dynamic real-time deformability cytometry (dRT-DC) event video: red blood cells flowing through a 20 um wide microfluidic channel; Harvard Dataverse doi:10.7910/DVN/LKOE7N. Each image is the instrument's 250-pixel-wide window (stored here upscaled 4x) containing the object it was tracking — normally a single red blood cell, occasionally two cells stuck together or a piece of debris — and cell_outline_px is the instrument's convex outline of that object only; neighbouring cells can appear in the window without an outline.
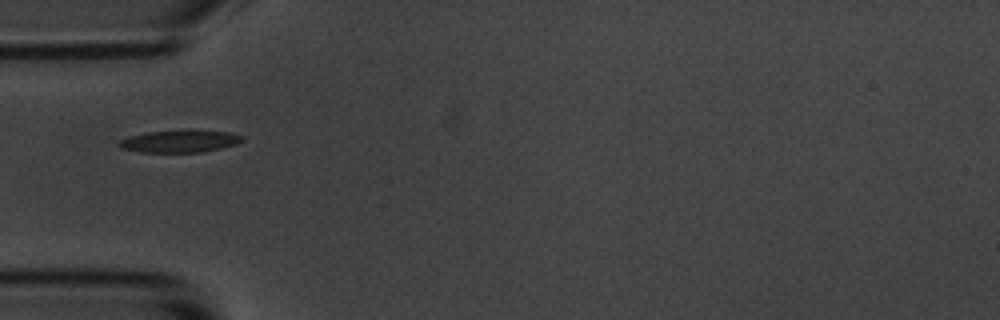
{"species": "common noctule bat (a hibernating species)", "species_latin": "Nyctalus noctula", "temperature_condition": "room temperature", "stored_images_in_passage": 3, "camera_frame_rate_fps": 3000, "um_per_image_px": 0.085, "animal": {"sex": "male", "body_mass_g": 20.1, "forearm_length_mm": 53.5}, "frame": {"image": 1, "passage_image": 1, "time_ms": 0.0, "image_size_px": [1000, 320], "cell_outline_px": [[244, 140], [236, 144], [204, 152], [140, 152], [120, 148], [116, 144], [120, 140], [132, 136], [148, 132], [228, 132], [244, 136]], "centroid_in_image_um": [15.26, 12.05], "position_along_channel_um": 69.7, "area_um2": 15.26}}
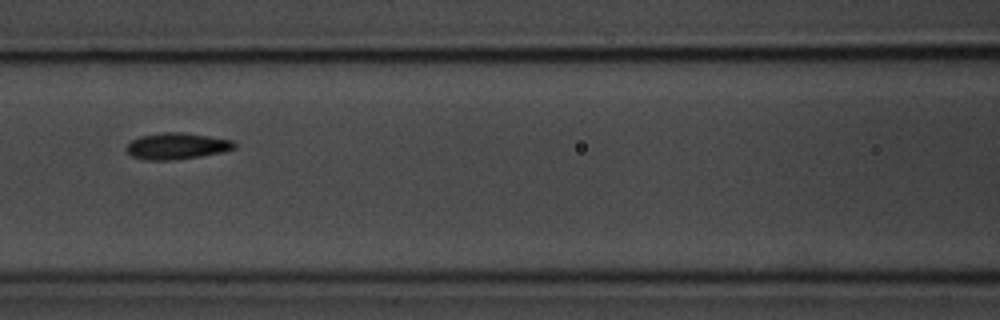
{"frame": {"image": 2, "passage_image": 3, "time_ms": 2.333, "image_size_px": [1000, 320], "cell_outline_px": [[236, 148], [220, 152], [200, 156], [176, 160], [144, 160], [132, 156], [124, 148], [132, 140], [140, 136], [160, 132], [180, 132], [208, 136], [232, 140], [236, 144]], "centroid_in_image_um": [14.99, 12.42], "position_along_channel_um": 151.6, "area_um2": 16.59}}